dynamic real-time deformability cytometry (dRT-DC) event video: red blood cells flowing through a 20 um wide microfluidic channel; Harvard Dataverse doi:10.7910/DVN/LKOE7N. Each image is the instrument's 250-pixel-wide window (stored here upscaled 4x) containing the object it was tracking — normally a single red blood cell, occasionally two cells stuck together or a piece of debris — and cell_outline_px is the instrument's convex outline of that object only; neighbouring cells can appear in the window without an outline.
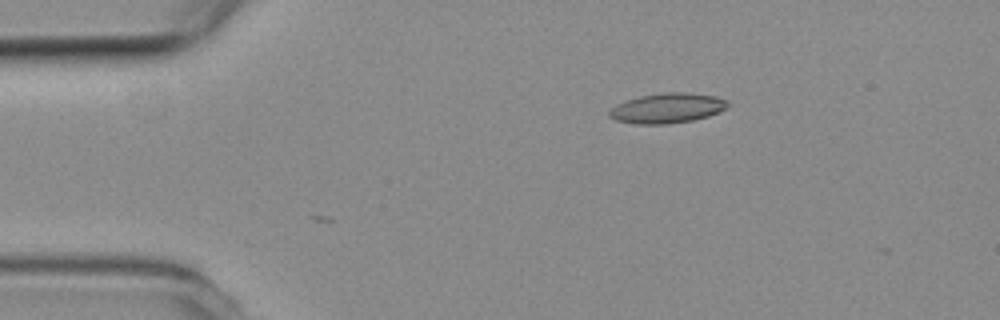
{"species": "common noctule bat (a hibernating species)", "species_latin": "Nyctalus noctula", "temperature_condition": "room temperature", "stored_images_in_passage": 4, "camera_frame_rate_fps": 3000, "um_per_image_px": 0.085, "animal": {"sex": "female", "body_mass_g": 19.3, "forearm_length_mm": 54.1}, "frame": {"image": 1, "passage_image": 4, "time_ms": 1.0, "image_size_px": [1000, 320], "cell_outline_px": [[732, 104], [728, 108], [708, 116], [692, 120], [668, 124], [636, 124], [616, 120], [608, 116], [608, 112], [616, 104], [640, 96], [664, 92], [680, 92], [716, 96], [728, 100]], "centroid_in_image_um": [56.75, 9.19], "position_along_channel_um": 28.2, "area_um2": 20.75}}